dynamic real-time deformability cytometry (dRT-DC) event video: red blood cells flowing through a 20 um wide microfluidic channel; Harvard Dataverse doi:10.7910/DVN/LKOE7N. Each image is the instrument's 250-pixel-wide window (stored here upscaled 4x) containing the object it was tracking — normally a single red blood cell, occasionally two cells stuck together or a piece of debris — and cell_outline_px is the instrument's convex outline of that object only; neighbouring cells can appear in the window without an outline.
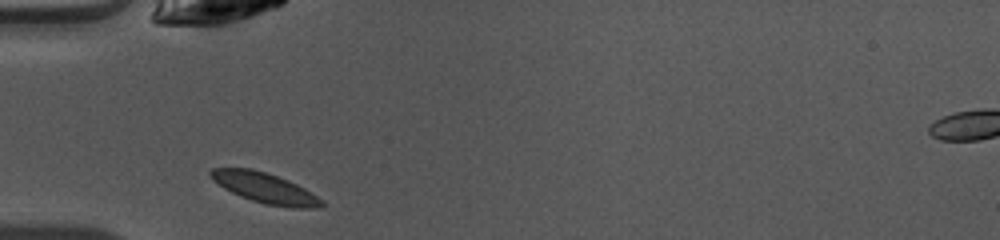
{"species": "common noctule bat (a hibernating species)", "species_latin": "Nyctalus noctula", "temperature_condition": "warm", "stored_images_in_passage": 29, "camera_frame_rate_fps": 3000, "um_per_image_px": 0.085, "animal": {"sex": "female", "body_mass_g": 10.0, "forearm_length_mm": 53.1}, "frame": {"image": 1, "passage_image": 1, "time_ms": 0.0, "image_size_px": [1000, 240], "cell_outline_px": [[324, 204], [320, 208], [292, 208], [264, 204], [240, 196], [224, 188], [212, 180], [208, 176], [208, 172], [212, 168], [252, 168], [288, 180], [304, 188], [324, 200]], "centroid_in_image_um": [22.51, 15.98], "position_along_channel_um": 62.5, "area_um2": 19.65}}
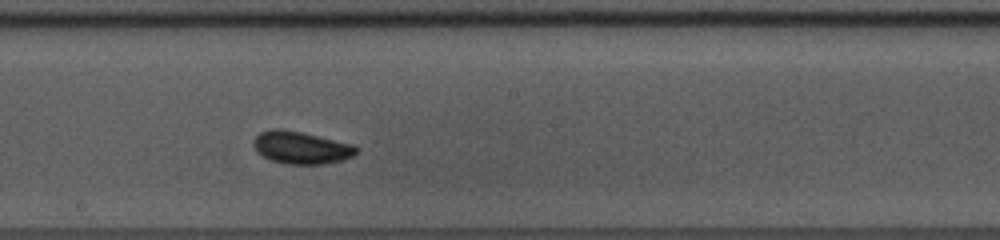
{"frame": {"image": 2, "passage_image": 13, "time_ms": 4.0, "image_size_px": [1000, 240], "cell_outline_px": [[360, 148], [352, 156], [344, 160], [324, 164], [284, 164], [272, 160], [256, 152], [252, 144], [256, 136], [260, 132], [272, 128], [276, 128], [300, 132], [356, 144]], "centroid_in_image_um": [25.62, 12.55], "position_along_channel_um": 222.6, "area_um2": 19.59}}
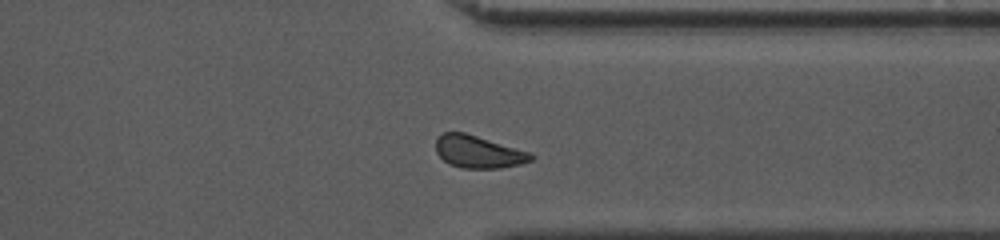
{"frame": {"image": 3, "passage_image": 24, "time_ms": 7.667, "image_size_px": [1000, 240], "cell_outline_px": [[536, 156], [532, 160], [520, 164], [500, 168], [460, 168], [448, 164], [436, 152], [436, 136], [440, 132], [464, 132], [528, 152]], "centroid_in_image_um": [40.6, 12.9], "position_along_channel_um": 370.8, "area_um2": 17.92}, "authors_computed_cell_mechanics": {"area_um2": 18.496, "velocity_mm_per_s": 4.0571, "shape_relaxation_time_tau1_ms": 7.4298, "shape_relaxation_time_tau2_ms": null, "deformation_change_tau1": 0.1532, "deformation_change_tau2": null}}